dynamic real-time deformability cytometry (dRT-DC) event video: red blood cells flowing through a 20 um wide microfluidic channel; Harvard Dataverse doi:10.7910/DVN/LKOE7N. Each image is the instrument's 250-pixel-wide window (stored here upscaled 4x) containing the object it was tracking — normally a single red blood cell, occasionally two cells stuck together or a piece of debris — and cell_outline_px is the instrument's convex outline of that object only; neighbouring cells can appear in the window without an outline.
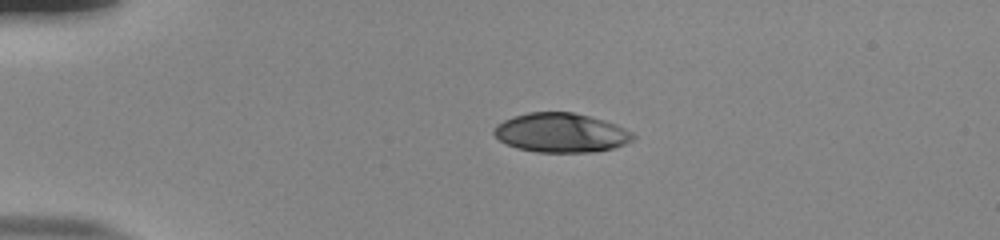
{"species": "human", "species_latin": "Homo sapiens", "temperature_condition": "room temperature", "stored_images_in_passage": 42, "camera_frame_rate_fps": 3000, "um_per_image_px": 0.085, "donor": {"sex": "male"}, "frame": {"image": 1, "passage_image": 1, "time_ms": 0.0, "image_size_px": [1000, 240], "cell_outline_px": [[636, 136], [632, 140], [624, 144], [612, 148], [596, 152], [536, 152], [516, 148], [500, 140], [492, 132], [492, 128], [496, 124], [512, 116], [528, 112], [572, 112], [604, 120], [616, 124], [632, 132]], "centroid_in_image_um": [47.66, 11.28], "position_along_channel_um": 37.3, "area_um2": 31.91}}
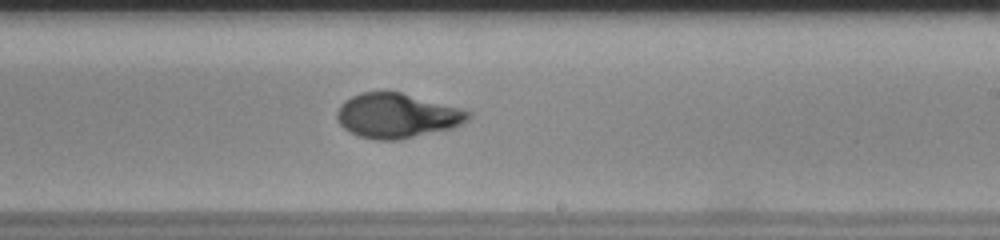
{"frame": {"image": 2, "passage_image": 22, "time_ms": 7.0, "image_size_px": [1000, 240], "cell_outline_px": [[472, 116], [468, 120], [452, 128], [400, 140], [376, 140], [360, 136], [348, 132], [336, 120], [336, 112], [340, 104], [344, 100], [360, 92], [400, 92], [460, 108], [472, 112]], "centroid_in_image_um": [33.71, 9.84], "position_along_channel_um": 255.3, "area_um2": 34.22}}
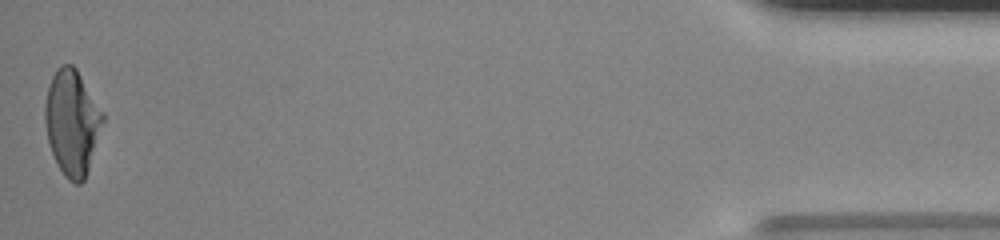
{"frame": {"image": 3, "passage_image": 42, "time_ms": 13.667, "image_size_px": [1000, 240], "cell_outline_px": [[104, 120], [84, 180], [80, 184], [76, 184], [68, 180], [64, 176], [56, 164], [48, 140], [44, 120], [44, 104], [48, 88], [52, 76], [56, 68], [60, 64], [72, 64], [76, 68], [104, 112]], "centroid_in_image_um": [6.11, 10.38], "position_along_channel_um": 429.1, "area_um2": 35.49}, "authors_computed_cell_mechanics": {"area_um2": 34.0442, "velocity_mm_per_s": 3.8543, "shape_relaxation_time_tau1_ms": 6.1423, "shape_relaxation_time_tau2_ms": null, "deformation_change_tau1": 0.2445, "deformation_change_tau2": null}}